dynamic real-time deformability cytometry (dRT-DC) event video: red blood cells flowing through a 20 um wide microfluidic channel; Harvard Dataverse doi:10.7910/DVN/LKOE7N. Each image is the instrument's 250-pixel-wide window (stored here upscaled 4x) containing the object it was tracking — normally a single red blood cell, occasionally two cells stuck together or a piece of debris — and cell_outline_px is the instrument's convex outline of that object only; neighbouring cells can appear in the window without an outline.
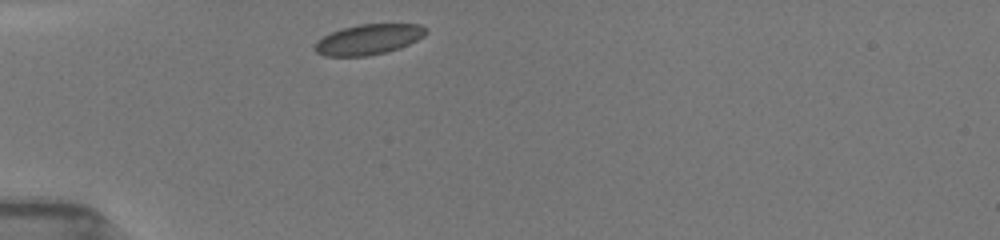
{"species": "common noctule bat (a hibernating species)", "species_latin": "Nyctalus noctula", "temperature_condition": "room temperature", "stored_images_in_passage": 37, "camera_frame_rate_fps": 3000, "um_per_image_px": 0.085, "animal": {"sex": "female", "body_mass_g": 19.5, "forearm_length_mm": 54.1}, "frame": {"image": 1, "passage_image": 1, "time_ms": 0.0, "image_size_px": [1000, 240], "cell_outline_px": [[428, 32], [424, 36], [400, 48], [368, 56], [324, 56], [316, 52], [312, 48], [316, 40], [332, 32], [344, 28], [360, 24], [420, 24], [428, 28]], "centroid_in_image_um": [31.32, 3.35], "position_along_channel_um": 53.7, "area_um2": 19.71}}
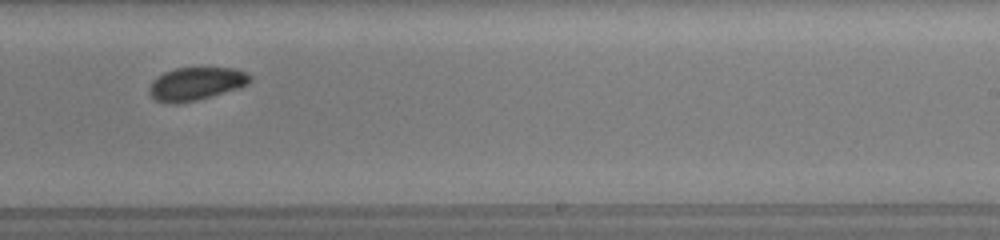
{"frame": {"image": 2, "passage_image": 19, "time_ms": 6.0, "image_size_px": [1000, 240], "cell_outline_px": [[252, 80], [248, 84], [212, 96], [196, 100], [176, 104], [156, 100], [148, 92], [152, 80], [156, 76], [164, 72], [176, 68], [236, 68], [248, 72], [252, 76]], "centroid_in_image_um": [16.67, 7.1], "position_along_channel_um": 272.3, "area_um2": 19.36}}
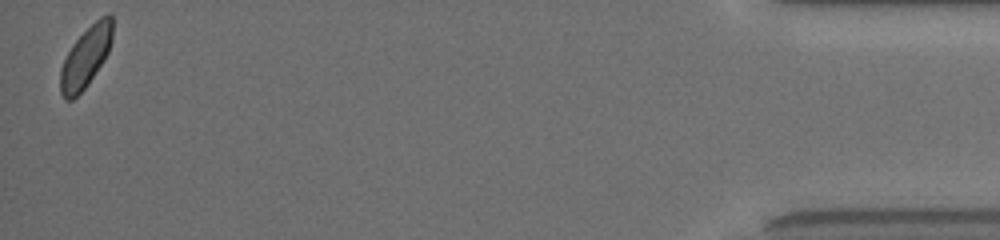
{"frame": {"image": 3, "passage_image": 37, "time_ms": 12.0, "image_size_px": [1000, 240], "cell_outline_px": [[112, 40], [108, 52], [104, 60], [88, 84], [72, 100], [68, 100], [60, 92], [60, 68], [72, 44], [100, 16], [108, 12], [112, 16]], "centroid_in_image_um": [7.3, 4.84], "position_along_channel_um": 427.9, "area_um2": 18.21}, "authors_computed_cell_mechanics": {"area_um2": 19.363, "velocity_mm_per_s": 3.9146, "shape_relaxation_time_tau1_ms": 2.5521, "shape_relaxation_time_tau2_ms": null, "deformation_change_tau1": 0.0611, "deformation_change_tau2": null}}